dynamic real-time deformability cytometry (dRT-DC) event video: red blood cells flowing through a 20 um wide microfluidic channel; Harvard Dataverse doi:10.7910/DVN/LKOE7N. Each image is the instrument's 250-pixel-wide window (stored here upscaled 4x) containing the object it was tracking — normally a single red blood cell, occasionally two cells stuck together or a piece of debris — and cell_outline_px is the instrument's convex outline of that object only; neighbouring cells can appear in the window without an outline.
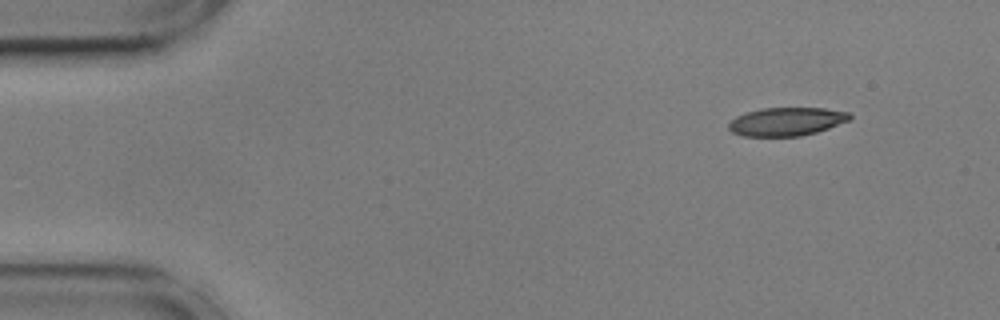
{"species": "common noctule bat (a hibernating species)", "species_latin": "Nyctalus noctula", "temperature_condition": "cold", "stored_images_in_passage": 51, "camera_frame_rate_fps": 3000, "um_per_image_px": 0.085, "animal": {"sex": "male", "body_mass_g": 17.9, "forearm_length_mm": 54.2}, "frame": {"image": 1, "passage_image": 1, "time_ms": 0.0, "image_size_px": [1000, 320], "cell_outline_px": [[852, 116], [848, 120], [828, 128], [816, 132], [800, 136], [744, 136], [732, 132], [728, 128], [728, 124], [736, 116], [760, 108], [824, 108], [848, 112]], "centroid_in_image_um": [66.83, 10.33], "position_along_channel_um": 18.2, "area_um2": 19.83}}
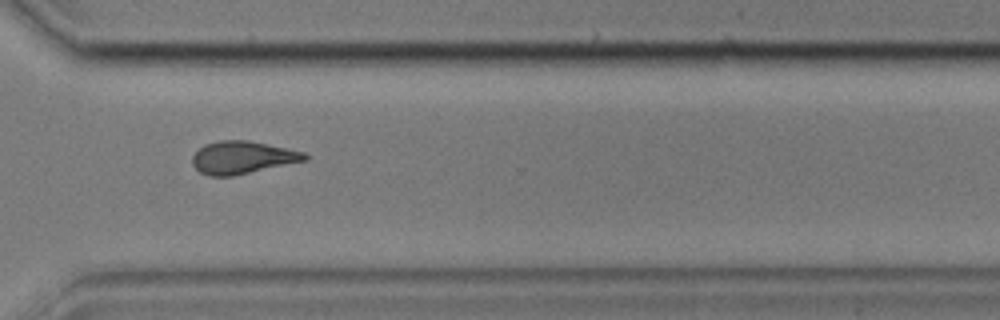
{"frame": {"image": 2, "passage_image": 36, "time_ms": 11.667, "image_size_px": [1000, 320], "cell_outline_px": [[308, 160], [232, 176], [208, 176], [200, 172], [192, 164], [192, 156], [204, 144], [220, 140], [248, 140], [288, 148], [304, 152], [308, 156]], "centroid_in_image_um": [20.61, 13.38], "position_along_channel_um": 350.0, "area_um2": 21.39}}
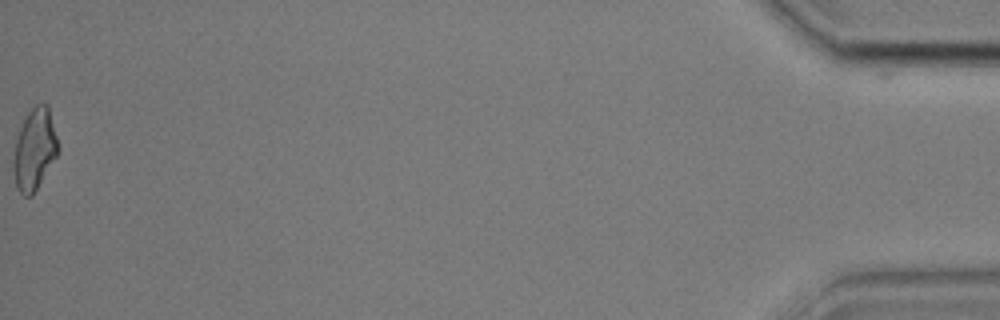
{"frame": {"image": 3, "passage_image": 51, "time_ms": 16.667, "image_size_px": [1000, 320], "cell_outline_px": [[60, 148], [56, 156], [32, 196], [24, 196], [16, 188], [12, 168], [12, 160], [16, 140], [20, 128], [28, 112], [36, 104], [48, 104]], "centroid_in_image_um": [2.92, 12.7], "position_along_channel_um": 432.3, "area_um2": 21.15}, "authors_computed_cell_mechanics": {"area_um2": 21.1548, "velocity_mm_per_s": 3.6112, "shape_relaxation_time_tau1_ms": 8.3072, "shape_relaxation_time_tau2_ms": 3.2957, "deformation_change_tau1": 0.2201, "deformation_change_tau2": 0.1244}}